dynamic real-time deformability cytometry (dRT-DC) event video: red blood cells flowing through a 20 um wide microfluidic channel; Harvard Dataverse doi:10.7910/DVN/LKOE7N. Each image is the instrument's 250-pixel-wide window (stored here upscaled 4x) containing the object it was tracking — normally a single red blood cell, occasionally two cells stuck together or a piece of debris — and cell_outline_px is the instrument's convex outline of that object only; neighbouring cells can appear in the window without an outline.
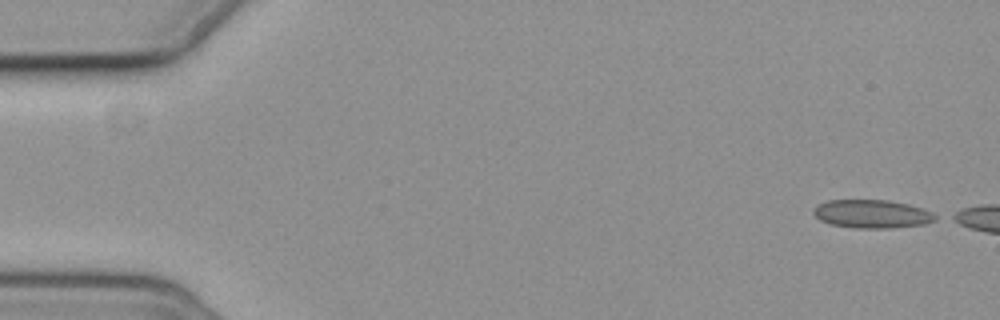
{"species": "common noctule bat (a hibernating species)", "species_latin": "Nyctalus noctula", "temperature_condition": "cold", "stored_images_in_passage": 2, "camera_frame_rate_fps": 3000, "um_per_image_px": 0.085, "animal": {"sex": "female", "body_mass_g": 19.3, "forearm_length_mm": 54.1}, "frame": {"image": 1, "passage_image": 1, "time_ms": 0.0, "image_size_px": [1000, 320], "cell_outline_px": [[940, 216], [936, 220], [924, 224], [888, 228], [856, 228], [828, 224], [820, 220], [812, 212], [820, 204], [828, 200], [888, 200], [908, 204], [932, 212]], "centroid_in_image_um": [74.14, 18.19], "position_along_channel_um": 10.9, "area_um2": 20.06}}